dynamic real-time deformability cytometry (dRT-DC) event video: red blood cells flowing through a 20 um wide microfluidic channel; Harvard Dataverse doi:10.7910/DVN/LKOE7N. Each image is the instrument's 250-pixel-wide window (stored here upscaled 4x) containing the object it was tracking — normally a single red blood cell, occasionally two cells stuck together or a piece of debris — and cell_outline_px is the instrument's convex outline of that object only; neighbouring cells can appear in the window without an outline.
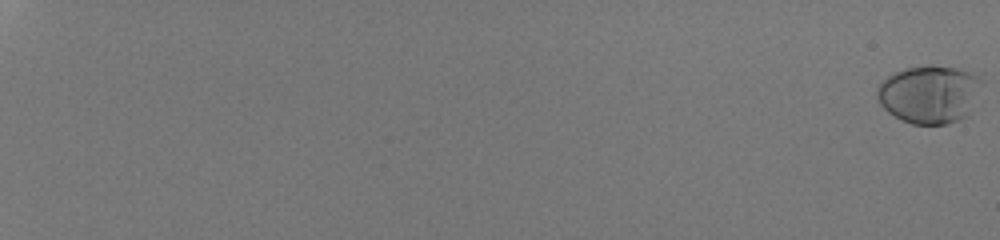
{"species": "human", "species_latin": "Homo sapiens", "temperature_condition": "room temperature", "stored_images_in_passage": 57, "camera_frame_rate_fps": 3000, "um_per_image_px": 0.085, "donor": {"sex": "male"}, "frame": {"image": 1, "passage_image": 1, "time_ms": 0.0, "image_size_px": [1000, 240], "cell_outline_px": [[984, 84], [968, 116], [960, 120], [948, 124], [912, 124], [888, 112], [880, 104], [876, 96], [876, 88], [888, 76], [904, 68], [928, 64], [932, 64], [960, 68], [980, 76], [984, 80]], "centroid_in_image_um": [79.06, 7.98], "position_along_channel_um": 5.9, "area_um2": 36.07}}
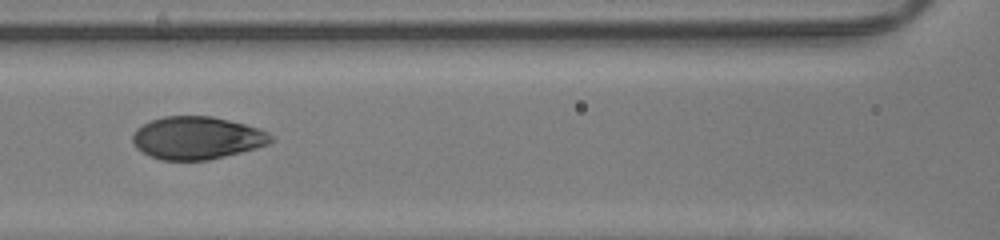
{"frame": {"image": 2, "passage_image": 33, "time_ms": 10.667, "image_size_px": [1000, 240], "cell_outline_px": [[276, 140], [268, 144], [256, 148], [208, 160], [160, 160], [148, 156], [136, 148], [132, 140], [132, 136], [136, 128], [152, 120], [164, 116], [212, 116], [260, 128], [268, 132]], "centroid_in_image_um": [16.74, 11.73], "position_along_channel_um": 149.9, "area_um2": 34.51}}
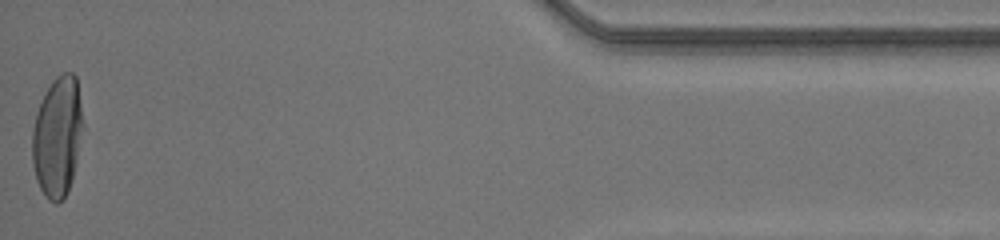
{"frame": {"image": 3, "passage_image": 57, "time_ms": 18.667, "image_size_px": [1000, 240], "cell_outline_px": [[84, 124], [72, 180], [68, 192], [64, 200], [56, 204], [48, 200], [44, 196], [36, 180], [32, 164], [32, 132], [36, 112], [44, 92], [52, 80], [56, 76], [64, 72], [72, 72], [76, 76]], "centroid_in_image_um": [4.87, 11.63], "position_along_channel_um": 430.3, "area_um2": 36.13}, "authors_computed_cell_mechanics": {"area_um2": 34.5066, "velocity_mm_per_s": 4.2205, "shape_relaxation_time_tau1_ms": 3.6818, "shape_relaxation_time_tau2_ms": null, "deformation_change_tau1": 0.1959, "deformation_change_tau2": null}}